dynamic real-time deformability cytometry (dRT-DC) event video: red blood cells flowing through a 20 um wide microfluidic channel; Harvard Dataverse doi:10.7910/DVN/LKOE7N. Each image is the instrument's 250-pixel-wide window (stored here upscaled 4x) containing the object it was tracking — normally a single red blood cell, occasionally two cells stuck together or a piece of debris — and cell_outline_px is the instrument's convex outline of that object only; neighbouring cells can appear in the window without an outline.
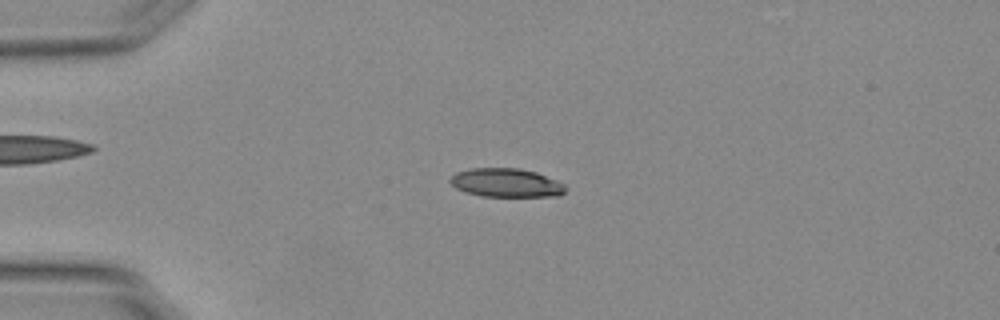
{"species": "Egyptian fruit bat (a non-hibernating species)", "species_latin": "Rousettus aegyptiacus", "temperature_condition": "warm", "stored_images_in_passage": 9, "camera_frame_rate_fps": 3000, "um_per_image_px": 0.085, "animal": {"sex": "female"}, "frame": {"image": 1, "passage_image": 2, "time_ms": 0.333, "image_size_px": [1000, 320], "cell_outline_px": [[568, 188], [560, 196], [480, 196], [464, 192], [456, 188], [448, 180], [456, 172], [468, 168], [520, 168], [536, 172], [556, 180], [564, 184]], "centroid_in_image_um": [43.02, 15.53], "position_along_channel_um": 42.0, "area_um2": 19.42}}
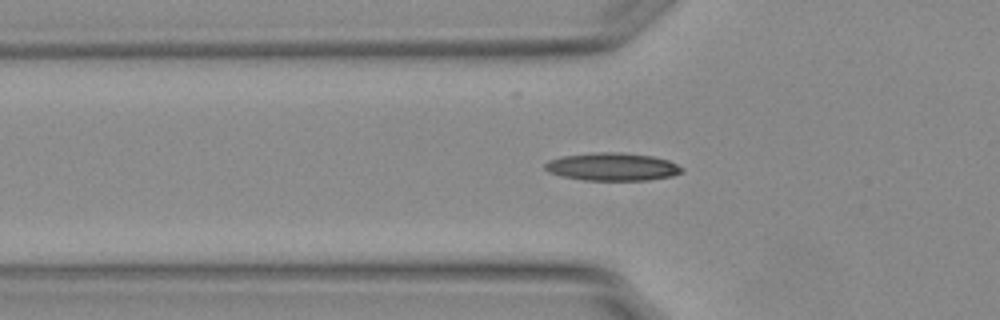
{"frame": {"image": 2, "passage_image": 7, "time_ms": 2.0, "image_size_px": [1000, 320], "cell_outline_px": [[684, 172], [672, 176], [648, 180], [584, 180], [560, 176], [548, 172], [544, 168], [544, 164], [548, 160], [560, 156], [600, 152], [620, 152], [652, 156], [668, 160], [684, 168]], "centroid_in_image_um": [52.03, 14.17], "position_along_channel_um": 73.8, "area_um2": 22.37}}